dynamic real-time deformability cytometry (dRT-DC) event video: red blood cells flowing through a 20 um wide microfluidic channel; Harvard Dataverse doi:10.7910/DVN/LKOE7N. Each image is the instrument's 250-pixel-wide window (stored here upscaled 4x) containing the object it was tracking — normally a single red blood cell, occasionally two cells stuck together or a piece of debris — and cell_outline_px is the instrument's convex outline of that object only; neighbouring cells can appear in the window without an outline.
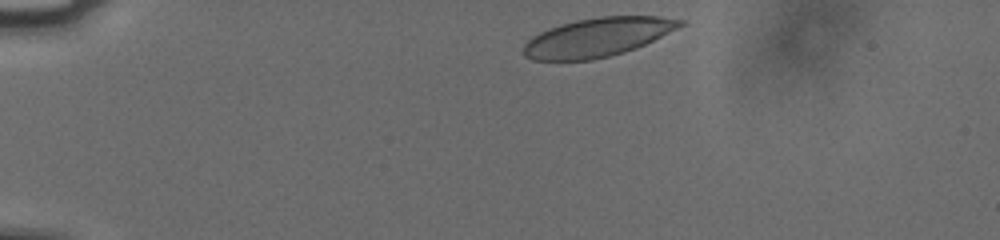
{"species": "human", "species_latin": "Homo sapiens", "temperature_condition": "cold", "stored_images_in_passage": 39, "camera_frame_rate_fps": 3000, "um_per_image_px": 0.085, "donor": {"sex": "male"}, "frame": {"image": 1, "passage_image": 1, "time_ms": 0.0, "image_size_px": [1000, 240], "cell_outline_px": [[684, 24], [636, 48], [624, 52], [592, 60], [532, 60], [524, 56], [524, 44], [532, 36], [548, 28], [576, 20], [600, 16], [660, 16], [684, 20]], "centroid_in_image_um": [50.75, 3.16], "position_along_channel_um": 34.2, "area_um2": 35.08}}
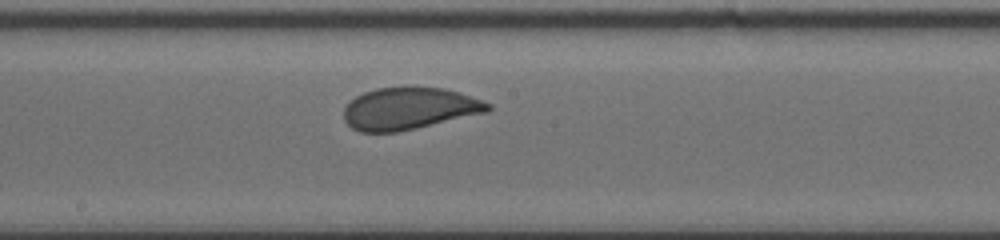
{"frame": {"image": 2, "passage_image": 21, "time_ms": 6.667, "image_size_px": [1000, 240], "cell_outline_px": [[492, 108], [488, 112], [416, 128], [396, 132], [360, 132], [352, 128], [344, 120], [344, 108], [356, 96], [364, 92], [376, 88], [444, 88], [492, 104]], "centroid_in_image_um": [34.76, 9.24], "position_along_channel_um": 213.4, "area_um2": 34.8}}
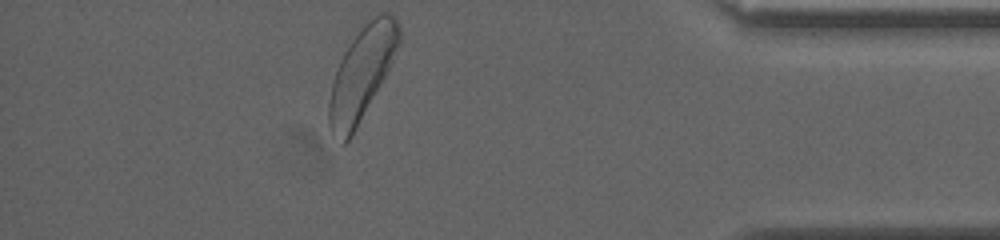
{"frame": {"image": 3, "passage_image": 39, "time_ms": 12.667, "image_size_px": [1000, 240], "cell_outline_px": [[400, 44], [388, 72], [352, 136], [344, 144], [340, 144], [328, 124], [328, 104], [332, 84], [340, 60], [344, 52], [352, 40], [368, 20], [376, 12], [388, 12], [396, 16], [400, 24]], "centroid_in_image_um": [30.78, 6.22], "position_along_channel_um": 404.4, "area_um2": 37.97}, "authors_computed_cell_mechanics": {"area_um2": 35.836, "velocity_mm_per_s": 3.7401, "shape_relaxation_time_tau1_ms": 3.479, "shape_relaxation_time_tau2_ms": null, "deformation_change_tau1": 0.0836, "deformation_change_tau2": null}}